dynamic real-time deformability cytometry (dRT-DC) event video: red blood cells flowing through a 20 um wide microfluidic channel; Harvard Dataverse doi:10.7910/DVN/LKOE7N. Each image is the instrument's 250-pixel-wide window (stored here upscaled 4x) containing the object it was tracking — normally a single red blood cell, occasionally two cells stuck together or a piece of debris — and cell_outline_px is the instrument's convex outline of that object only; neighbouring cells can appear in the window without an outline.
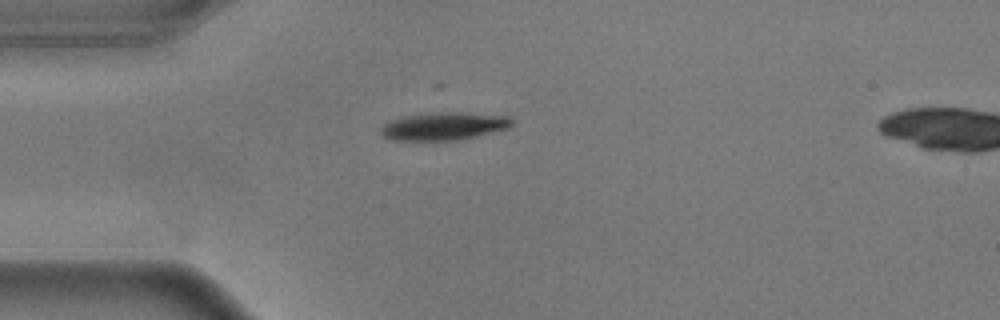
{"species": "common noctule bat (a hibernating species)", "species_latin": "Nyctalus noctula", "temperature_condition": "warm", "stored_images_in_passage": 30, "camera_frame_rate_fps": 3000, "um_per_image_px": 0.085, "animal": {"sex": "male", "body_mass_g": 17.9}, "frame": {"image": 1, "passage_image": 1, "time_ms": 0.0, "image_size_px": [1000, 320], "cell_outline_px": [[516, 124], [508, 128], [460, 140], [388, 140], [380, 132], [380, 128], [388, 120], [404, 116], [444, 112], [468, 112], [508, 116], [516, 120]], "centroid_in_image_um": [37.77, 10.72], "position_along_channel_um": 47.2, "area_um2": 21.5}}
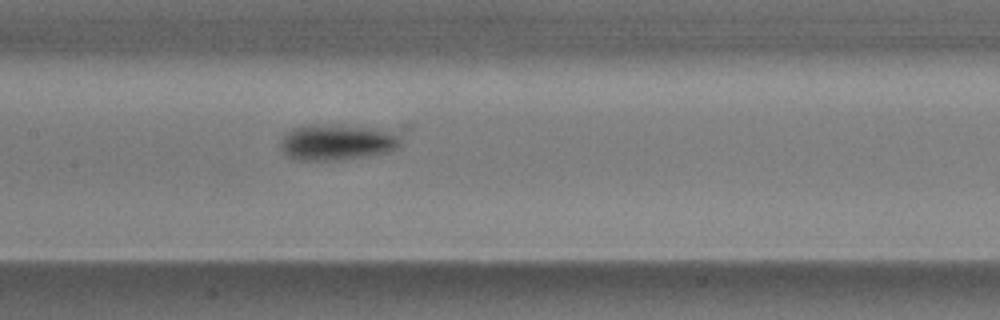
{"frame": {"image": 2, "passage_image": 13, "time_ms": 4.0, "image_size_px": [1000, 320], "cell_outline_px": [[412, 124], [400, 144], [396, 148], [384, 152], [364, 156], [336, 160], [300, 160], [288, 156], [280, 148], [280, 144], [284, 136], [292, 128], [308, 124]], "centroid_in_image_um": [29.05, 11.95], "position_along_channel_um": 178.4, "area_um2": 27.74}}
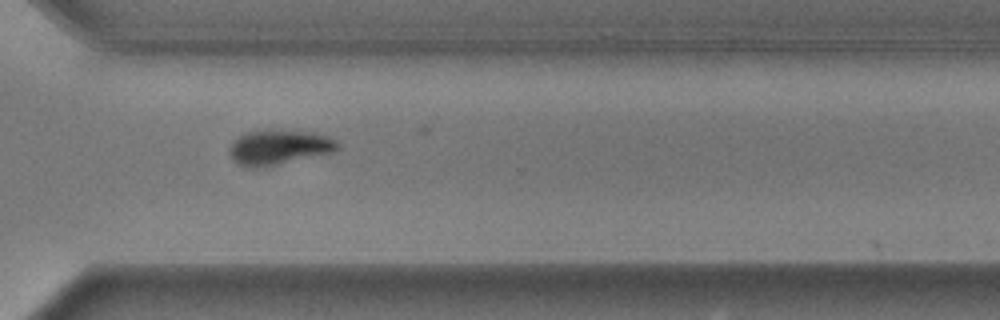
{"frame": {"image": 3, "passage_image": 27, "time_ms": 8.667, "image_size_px": [1000, 320], "cell_outline_px": [[340, 148], [332, 152], [264, 168], [244, 168], [236, 164], [228, 148], [244, 132], [316, 132], [328, 136], [336, 140], [340, 144]], "centroid_in_image_um": [23.73, 12.57], "position_along_channel_um": 346.9, "area_um2": 21.62}, "authors_computed_cell_mechanics": {"area_um2": 23.5246, "velocity_mm_per_s": 3.6265, "shape_relaxation_time_tau1_ms": 4.0085, "shape_relaxation_time_tau2_ms": null, "deformation_change_tau1": 0.1815, "deformation_change_tau2": null}}